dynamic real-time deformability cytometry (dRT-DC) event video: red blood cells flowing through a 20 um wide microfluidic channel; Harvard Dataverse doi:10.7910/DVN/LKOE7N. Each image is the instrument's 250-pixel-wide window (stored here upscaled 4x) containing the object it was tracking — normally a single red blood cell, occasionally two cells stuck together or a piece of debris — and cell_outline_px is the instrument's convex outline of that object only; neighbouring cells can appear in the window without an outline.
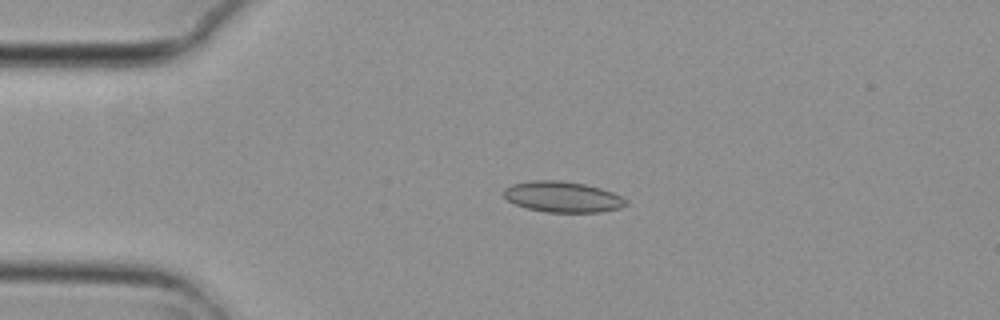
{"species": "common noctule bat (a hibernating species)", "species_latin": "Nyctalus noctula", "temperature_condition": "cold", "stored_images_in_passage": 5, "camera_frame_rate_fps": 3000, "um_per_image_px": 0.085, "animal": {"sex": "female", "body_mass_g": 29.2, "forearm_length_mm": 56.3}, "frame": {"image": 1, "passage_image": 4, "time_ms": 1.0, "image_size_px": [1000, 320], "cell_outline_px": [[628, 204], [620, 208], [600, 212], [544, 212], [528, 208], [516, 204], [508, 200], [504, 196], [504, 188], [512, 184], [532, 180], [560, 180], [584, 184], [600, 188], [612, 192], [628, 200]], "centroid_in_image_um": [47.83, 16.73], "position_along_channel_um": 37.2, "area_um2": 21.91}}
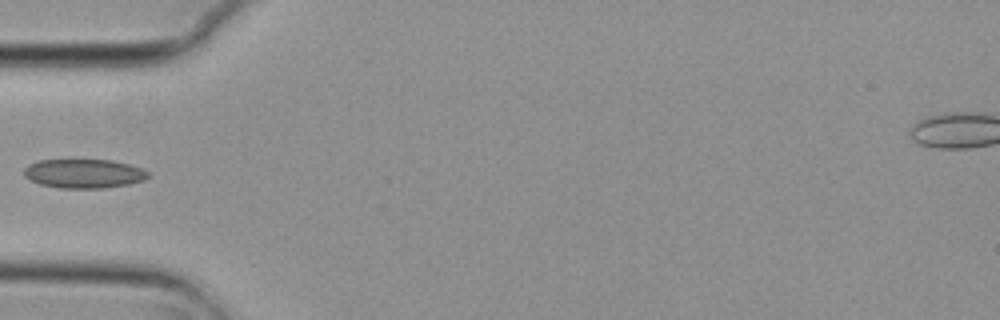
{"frame": {"image": 2, "passage_image": 5, "time_ms": 1.333, "image_size_px": [1000, 320], "cell_outline_px": [[148, 176], [144, 180], [128, 184], [100, 188], [60, 188], [40, 184], [28, 180], [24, 176], [24, 168], [28, 164], [40, 160], [112, 160], [144, 168], [148, 172]], "centroid_in_image_um": [7.1, 14.75], "position_along_channel_um": 77.9, "area_um2": 21.04}}